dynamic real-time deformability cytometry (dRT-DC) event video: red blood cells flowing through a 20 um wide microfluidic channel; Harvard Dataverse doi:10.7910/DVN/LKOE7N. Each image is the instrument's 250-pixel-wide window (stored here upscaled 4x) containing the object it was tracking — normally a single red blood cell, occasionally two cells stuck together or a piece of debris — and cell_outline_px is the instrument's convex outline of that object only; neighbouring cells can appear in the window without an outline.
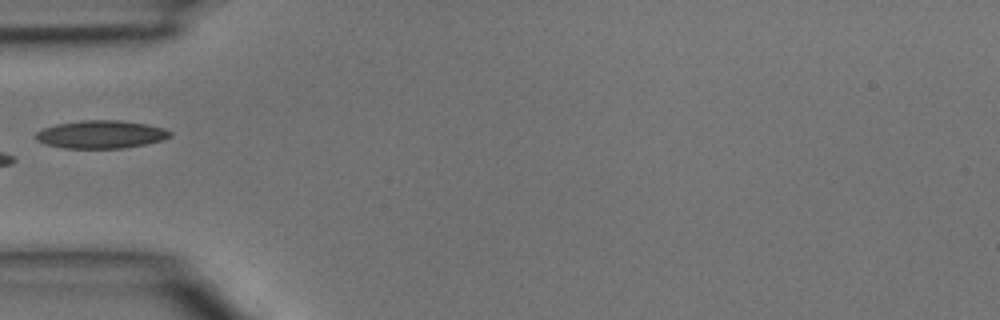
{"species": "common noctule bat (a hibernating species)", "species_latin": "Nyctalus noctula", "temperature_condition": "room temperature", "stored_images_in_passage": 5, "camera_frame_rate_fps": 3000, "um_per_image_px": 0.085, "animal": {"sex": "male", "body_mass_g": 15.6}, "frame": {"image": 1, "passage_image": 5, "time_ms": 1.333, "image_size_px": [1000, 320], "cell_outline_px": [[172, 136], [160, 140], [144, 144], [124, 148], [64, 148], [44, 144], [36, 140], [36, 132], [44, 128], [56, 124], [84, 120], [120, 120], [148, 124], [164, 128], [172, 132]], "centroid_in_image_um": [8.58, 11.42], "position_along_channel_um": 76.4, "area_um2": 21.85}}